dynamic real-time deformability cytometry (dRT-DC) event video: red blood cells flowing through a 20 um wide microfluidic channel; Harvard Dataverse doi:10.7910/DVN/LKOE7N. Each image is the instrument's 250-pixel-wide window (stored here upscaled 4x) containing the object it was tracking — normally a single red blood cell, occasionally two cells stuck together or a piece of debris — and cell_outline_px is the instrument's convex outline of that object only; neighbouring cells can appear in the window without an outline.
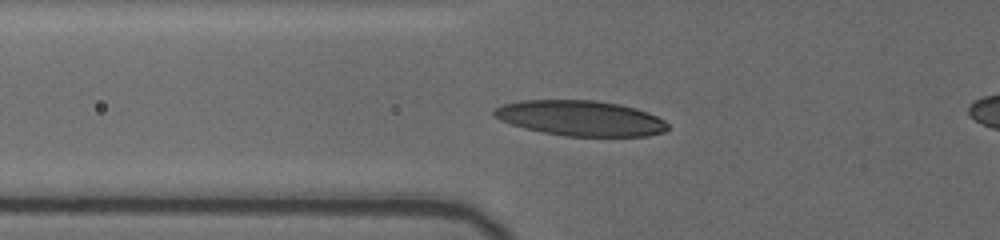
{"species": "human", "species_latin": "Homo sapiens", "temperature_condition": "cold", "stored_images_in_passage": 29, "camera_frame_rate_fps": 3000, "um_per_image_px": 0.085, "donor": {"sex": "female"}, "frame": {"image": 1, "passage_image": 2, "time_ms": 0.333, "image_size_px": [1000, 240], "cell_outline_px": [[668, 128], [664, 132], [648, 136], [564, 136], [524, 128], [500, 120], [492, 116], [492, 112], [500, 104], [524, 100], [596, 100], [620, 104], [636, 108], [648, 112], [664, 120], [668, 124]], "centroid_in_image_um": [49.34, 10.04], "position_along_channel_um": 76.5, "area_um2": 35.89}}
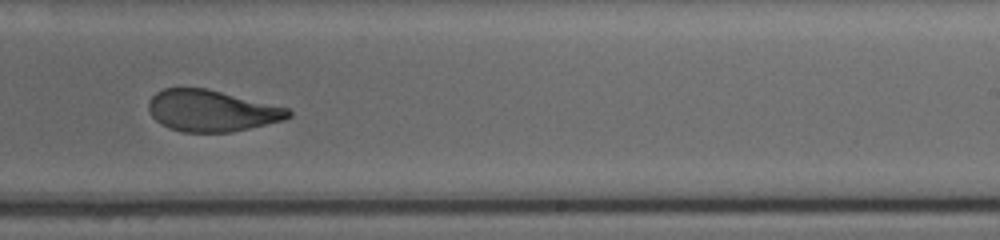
{"frame": {"image": 2, "passage_image": 15, "time_ms": 5.667, "image_size_px": [1000, 240], "cell_outline_px": [[292, 116], [284, 120], [232, 132], [184, 132], [168, 128], [160, 124], [152, 116], [148, 108], [148, 104], [152, 96], [156, 92], [164, 88], [204, 88], [288, 108], [292, 112]], "centroid_in_image_um": [17.97, 9.42], "position_along_channel_um": 271.0, "area_um2": 33.52}}
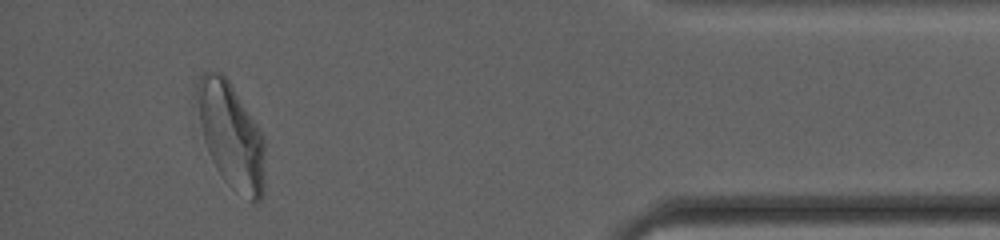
{"frame": {"image": 3, "passage_image": 28, "time_ms": 10.667, "image_size_px": [1000, 240], "cell_outline_px": [[264, 192], [260, 200], [256, 204], [232, 188], [224, 180], [216, 168], [208, 152], [204, 140], [200, 120], [196, 92], [196, 84], [200, 76], [204, 72], [224, 72], [232, 84], [260, 128], [264, 136]], "centroid_in_image_um": [19.67, 11.5], "position_along_channel_um": 415.5, "area_um2": 41.85}}